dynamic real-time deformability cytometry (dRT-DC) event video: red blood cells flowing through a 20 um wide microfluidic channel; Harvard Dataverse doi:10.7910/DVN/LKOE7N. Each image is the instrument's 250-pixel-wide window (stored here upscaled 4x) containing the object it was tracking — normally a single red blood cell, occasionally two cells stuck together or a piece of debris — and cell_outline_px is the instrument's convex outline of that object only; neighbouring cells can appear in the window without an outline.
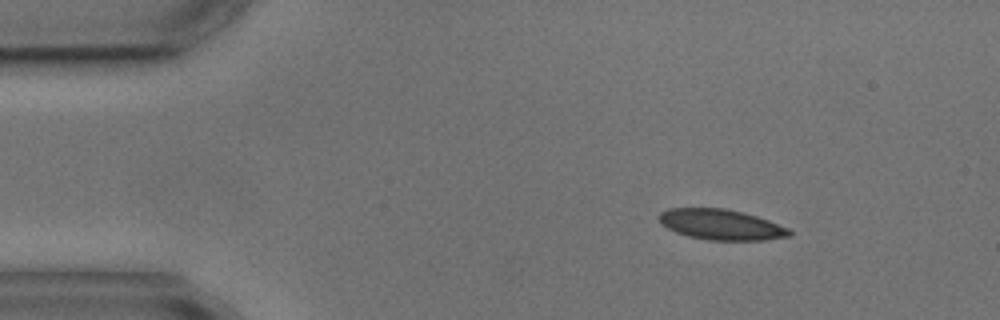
{"species": "common noctule bat (a hibernating species)", "species_latin": "Nyctalus noctula", "temperature_condition": "cold", "stored_images_in_passage": 5, "segment_of_instrument_passage": [2, 2], "camera_frame_rate_fps": 3000, "um_per_image_px": 0.085, "animal": {"sex": "male", "body_mass_g": 17.9, "forearm_length_mm": 54.2}, "frame": {"image": 1, "passage_image": 5, "time_ms": 6.0, "image_size_px": [1000, 320], "cell_outline_px": [[792, 236], [764, 240], [708, 240], [688, 236], [676, 232], [660, 224], [660, 212], [668, 208], [724, 208], [744, 212], [768, 220], [788, 228], [792, 232]], "centroid_in_image_um": [61.3, 19.09], "position_along_channel_um": 23.7, "area_um2": 23.18}}